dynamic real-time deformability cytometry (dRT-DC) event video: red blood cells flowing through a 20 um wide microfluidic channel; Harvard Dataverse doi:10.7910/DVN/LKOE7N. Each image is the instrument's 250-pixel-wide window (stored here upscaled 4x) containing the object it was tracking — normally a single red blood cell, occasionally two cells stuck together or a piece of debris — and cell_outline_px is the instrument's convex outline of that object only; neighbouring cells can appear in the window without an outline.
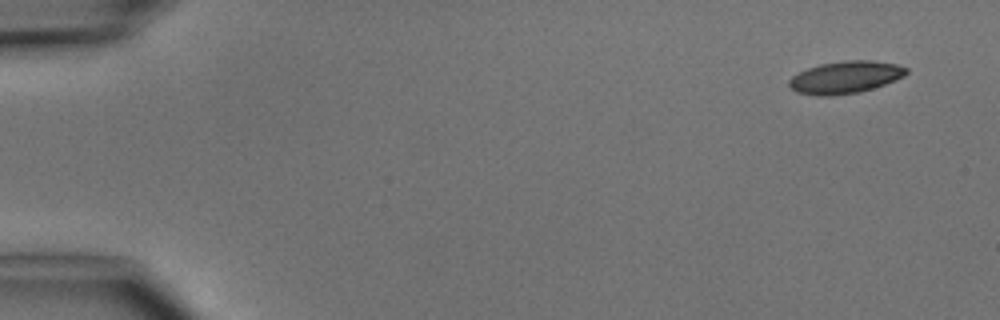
{"species": "common noctule bat (a hibernating species)", "species_latin": "Nyctalus noctula", "temperature_condition": "cold", "stored_images_in_passage": 4, "camera_frame_rate_fps": 3000, "um_per_image_px": 0.085, "animal": {"sex": "male", "body_mass_g": 15.6}, "frame": {"image": 1, "passage_image": 1, "time_ms": 0.0, "image_size_px": [1000, 320], "cell_outline_px": [[908, 72], [904, 76], [896, 80], [860, 92], [828, 96], [820, 96], [796, 92], [788, 84], [788, 80], [792, 76], [808, 68], [820, 64], [844, 60], [872, 60], [896, 64], [908, 68]], "centroid_in_image_um": [71.86, 6.56], "position_along_channel_um": 13.1, "area_um2": 22.02}}
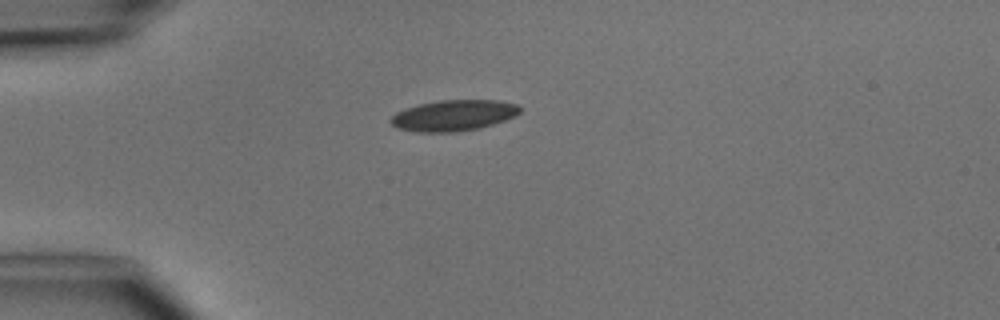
{"frame": {"image": 2, "passage_image": 4, "time_ms": 3.333, "image_size_px": [1000, 320], "cell_outline_px": [[520, 112], [516, 116], [480, 128], [456, 132], [416, 132], [396, 128], [388, 120], [396, 112], [404, 108], [420, 104], [440, 100], [496, 100], [516, 104], [520, 108]], "centroid_in_image_um": [38.52, 9.82], "position_along_channel_um": 46.5, "area_um2": 23.35}}